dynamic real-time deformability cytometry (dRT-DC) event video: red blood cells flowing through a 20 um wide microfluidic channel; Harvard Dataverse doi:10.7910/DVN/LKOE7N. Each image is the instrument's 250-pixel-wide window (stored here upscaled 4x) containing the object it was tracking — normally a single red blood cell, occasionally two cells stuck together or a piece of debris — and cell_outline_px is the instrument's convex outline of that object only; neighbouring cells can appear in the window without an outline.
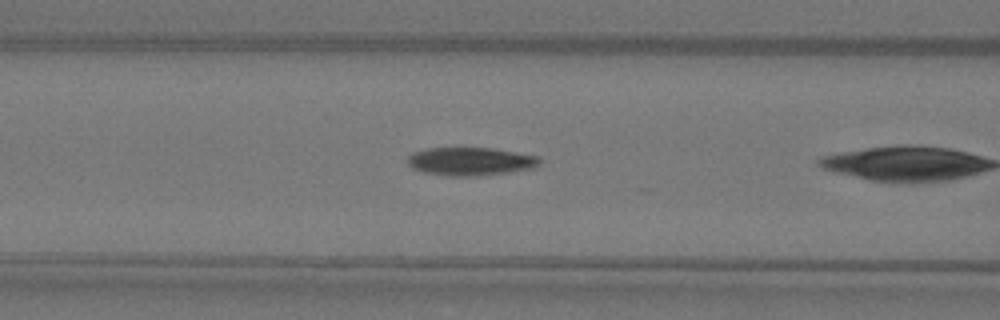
{"species": "Egyptian fruit bat (a non-hibernating species)", "species_latin": "Rousettus aegyptiacus", "temperature_condition": "warm", "stored_images_in_passage": 8, "camera_frame_rate_fps": 3000, "um_per_image_px": 0.085, "animal": {"sex": "female"}, "frame": {"image": 1, "passage_image": 7, "time_ms": 2.0, "image_size_px": [1000, 320], "cell_outline_px": [[540, 164], [532, 168], [508, 172], [476, 176], [448, 176], [424, 172], [412, 168], [408, 164], [408, 156], [412, 152], [428, 148], [492, 148], [540, 156]], "centroid_in_image_um": [39.98, 13.71], "position_along_channel_um": 126.6, "area_um2": 21.68}}